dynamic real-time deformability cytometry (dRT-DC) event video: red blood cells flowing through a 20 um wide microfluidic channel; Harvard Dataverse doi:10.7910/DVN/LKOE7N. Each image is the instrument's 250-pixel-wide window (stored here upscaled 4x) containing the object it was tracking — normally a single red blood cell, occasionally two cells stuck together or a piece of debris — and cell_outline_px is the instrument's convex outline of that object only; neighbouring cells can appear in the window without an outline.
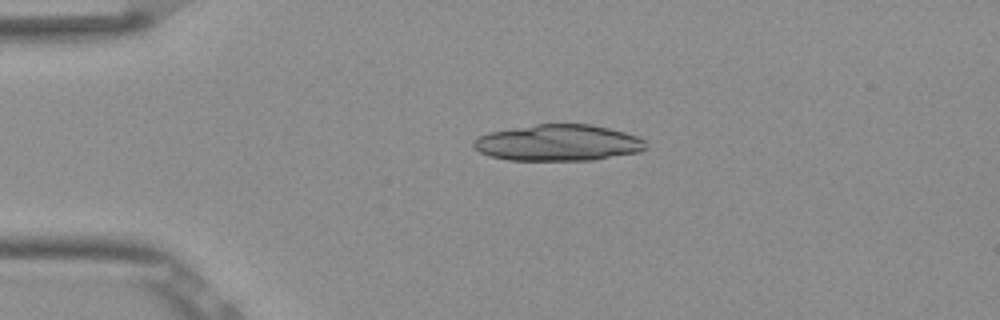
{"species": "Egyptian fruit bat (a non-hibernating species)", "species_latin": "Rousettus aegyptiacus", "temperature_condition": "room temperature", "stored_images_in_passage": 41, "camera_frame_rate_fps": 3000, "um_per_image_px": 0.085, "frame": {"image": 1, "passage_image": 1, "time_ms": 0.0, "image_size_px": [1000, 320], "cell_outline_px": [[648, 148], [640, 152], [592, 160], [508, 160], [492, 156], [480, 152], [472, 144], [472, 140], [476, 136], [488, 132], [536, 124], [588, 124], [608, 128], [624, 132], [636, 136], [644, 140]], "centroid_in_image_um": [47.43, 12.14], "position_along_channel_um": 37.6, "area_um2": 36.47}}